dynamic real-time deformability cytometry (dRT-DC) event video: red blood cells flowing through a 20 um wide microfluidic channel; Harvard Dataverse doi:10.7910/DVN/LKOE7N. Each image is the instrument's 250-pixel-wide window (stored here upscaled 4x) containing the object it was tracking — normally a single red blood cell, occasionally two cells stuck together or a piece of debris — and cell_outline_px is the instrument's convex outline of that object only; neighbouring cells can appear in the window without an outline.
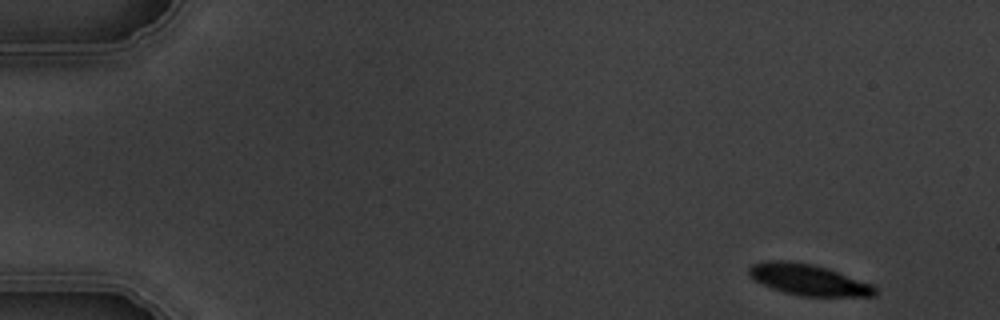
{"species": "common noctule bat (a hibernating species)", "species_latin": "Nyctalus noctula", "temperature_condition": "warm", "stored_images_in_passage": 4, "camera_frame_rate_fps": 3000, "um_per_image_px": 0.085, "animal": {"sex": "male", "body_mass_g": 19.5, "forearm_length_mm": 54.6}, "frame": {"image": 1, "passage_image": 1, "time_ms": 0.0, "image_size_px": [1000, 320], "cell_outline_px": [[876, 296], [804, 296], [784, 292], [772, 288], [748, 276], [748, 268], [752, 264], [764, 260], [788, 260], [812, 264], [872, 284], [876, 288]], "centroid_in_image_um": [68.66, 23.77], "position_along_channel_um": 16.3, "area_um2": 22.54}}